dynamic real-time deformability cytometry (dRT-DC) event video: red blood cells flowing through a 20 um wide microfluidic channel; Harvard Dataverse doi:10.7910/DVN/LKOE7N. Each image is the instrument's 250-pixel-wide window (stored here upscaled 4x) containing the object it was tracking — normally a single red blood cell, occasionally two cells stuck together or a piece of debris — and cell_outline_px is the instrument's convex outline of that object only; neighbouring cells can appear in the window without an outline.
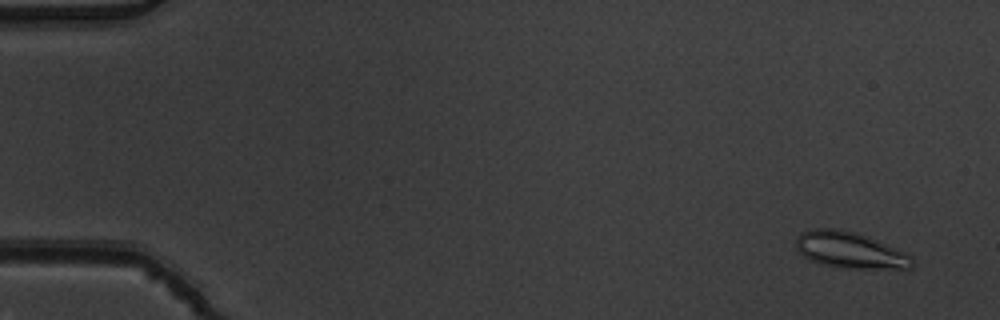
{"species": "common noctule bat (a hibernating species)", "species_latin": "Nyctalus noctula", "temperature_condition": "warm", "stored_images_in_passage": 53, "camera_frame_rate_fps": 3000, "um_per_image_px": 0.085, "animal": {"sex": "male", "body_mass_g": 19.5, "forearm_length_mm": 54.6}, "frame": {"image": 1, "passage_image": 3, "time_ms": 0.667, "image_size_px": [1000, 320], "cell_outline_px": [[912, 268], [848, 268], [820, 264], [796, 252], [796, 240], [800, 232], [812, 228], [836, 228], [856, 232], [868, 236], [896, 248], [904, 252], [912, 260]], "centroid_in_image_um": [72.18, 21.24], "position_along_channel_um": 12.8, "area_um2": 24.45}}
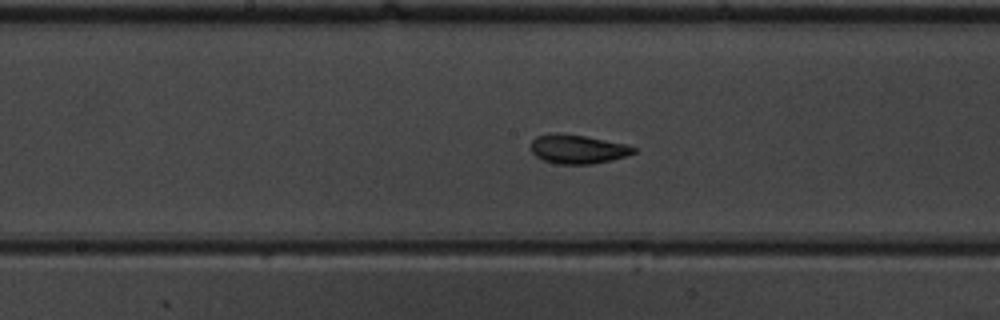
{"frame": {"image": 2, "passage_image": 28, "time_ms": 9.0, "image_size_px": [1000, 320], "cell_outline_px": [[636, 152], [612, 160], [592, 164], [556, 164], [544, 160], [536, 156], [532, 152], [532, 140], [536, 136], [556, 132], [584, 136], [624, 144], [636, 148]], "centroid_in_image_um": [49.08, 12.68], "position_along_channel_um": 199.1, "area_um2": 17.17}}
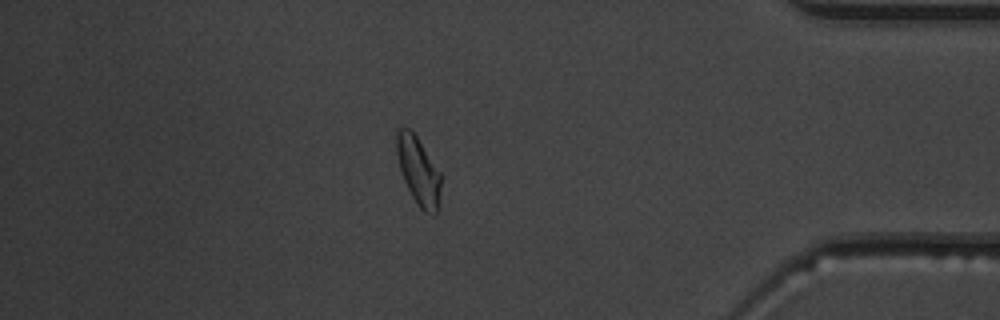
{"frame": {"image": 3, "passage_image": 46, "time_ms": 15.0, "image_size_px": [1000, 320], "cell_outline_px": [[440, 188], [436, 216], [432, 216], [424, 212], [416, 204], [404, 180], [400, 168], [396, 152], [396, 132], [400, 128], [408, 128], [416, 136], [440, 172]], "centroid_in_image_um": [35.56, 14.56], "position_along_channel_um": 399.6, "area_um2": 17.28}, "authors_computed_cell_mechanics": {"area_um2": 17.7446, "velocity_mm_per_s": 3.8885, "shape_relaxation_time_tau1_ms": 2.6607, "shape_relaxation_time_tau2_ms": 1.6581, "deformation_change_tau1": 0.1125, "deformation_change_tau2": 0.0719}}